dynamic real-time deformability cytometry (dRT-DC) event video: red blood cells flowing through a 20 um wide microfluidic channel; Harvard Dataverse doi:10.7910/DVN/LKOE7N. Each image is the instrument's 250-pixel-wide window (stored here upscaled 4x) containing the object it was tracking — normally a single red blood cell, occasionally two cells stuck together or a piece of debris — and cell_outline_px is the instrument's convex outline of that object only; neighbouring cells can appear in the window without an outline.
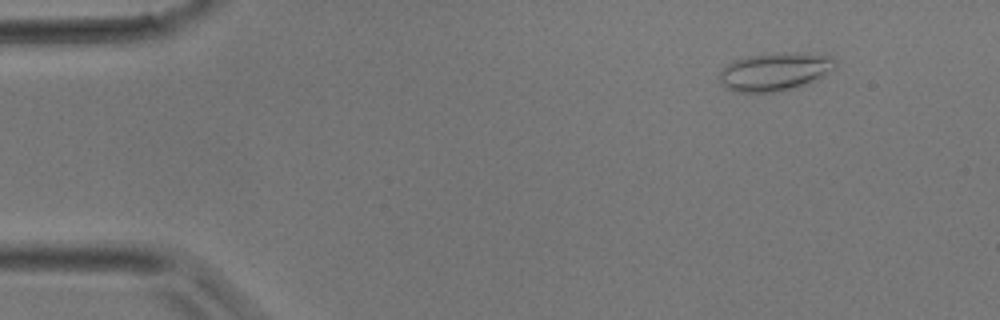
{"species": "common noctule bat (a hibernating species)", "species_latin": "Nyctalus noctula", "temperature_condition": "room temperature", "stored_images_in_passage": 39, "camera_frame_rate_fps": 3000, "um_per_image_px": 0.085, "animal": {"sex": "male", "body_mass_g": 17.9}, "frame": {"image": 1, "passage_image": 3, "time_ms": 0.667, "image_size_px": [1000, 320], "cell_outline_px": [[836, 64], [824, 76], [808, 84], [772, 92], [740, 92], [728, 88], [720, 80], [720, 72], [732, 60], [748, 56], [784, 52], [832, 56], [836, 60]], "centroid_in_image_um": [65.88, 6.08], "position_along_channel_um": 19.1, "area_um2": 25.26}}
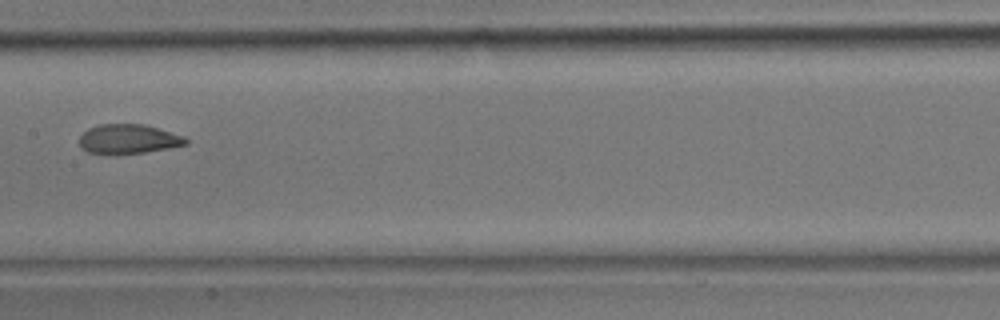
{"frame": {"image": 2, "passage_image": 19, "time_ms": 6.0, "image_size_px": [1000, 320], "cell_outline_px": [[188, 144], [168, 148], [120, 156], [112, 156], [88, 152], [80, 148], [80, 136], [88, 128], [100, 124], [144, 124], [184, 136], [188, 140]], "centroid_in_image_um": [10.88, 11.85], "position_along_channel_um": 196.5, "area_um2": 18.67}}
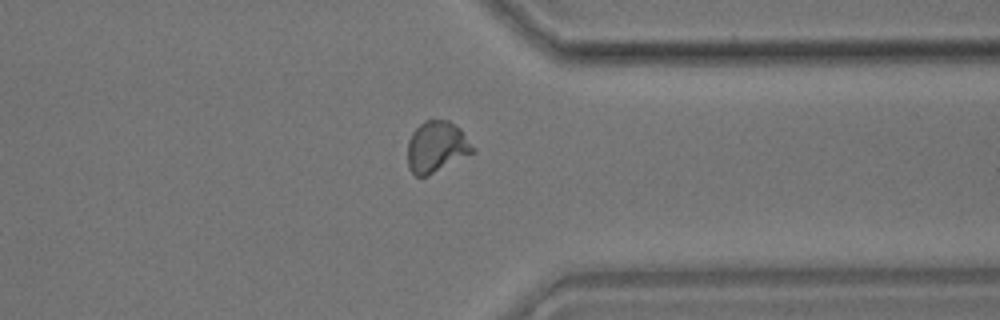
{"frame": {"image": 3, "passage_image": 30, "time_ms": 9.667, "image_size_px": [1000, 320], "cell_outline_px": [[476, 152], [428, 176], [416, 176], [408, 168], [408, 140], [412, 132], [424, 120], [448, 120], [460, 128], [476, 148]], "centroid_in_image_um": [37.13, 12.49], "position_along_channel_um": 374.3, "area_um2": 19.71}}